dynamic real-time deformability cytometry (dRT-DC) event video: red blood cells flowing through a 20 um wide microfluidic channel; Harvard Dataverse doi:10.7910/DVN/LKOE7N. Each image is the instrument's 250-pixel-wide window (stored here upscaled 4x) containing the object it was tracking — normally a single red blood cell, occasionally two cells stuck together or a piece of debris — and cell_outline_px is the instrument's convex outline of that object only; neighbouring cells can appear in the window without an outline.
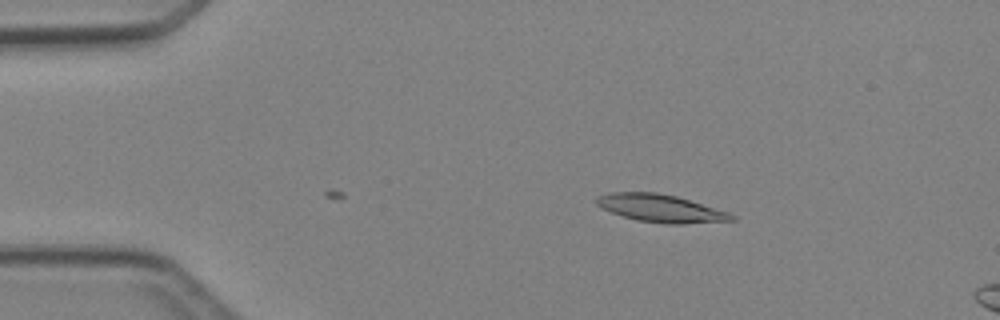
{"species": "Egyptian fruit bat (a non-hibernating species)", "species_latin": "Rousettus aegyptiacus", "temperature_condition": "cold", "stored_images_in_passage": 2, "camera_frame_rate_fps": 3000, "um_per_image_px": 0.085, "animal": {"sex": "female"}, "frame": {"image": 1, "passage_image": 2, "time_ms": 1.333, "image_size_px": [1000, 320], "cell_outline_px": [[736, 220], [680, 224], [668, 224], [636, 220], [612, 212], [596, 204], [596, 196], [612, 192], [656, 192], [676, 196], [728, 212], [736, 216]], "centroid_in_image_um": [56.16, 17.7], "position_along_channel_um": 28.8, "area_um2": 21.56}}